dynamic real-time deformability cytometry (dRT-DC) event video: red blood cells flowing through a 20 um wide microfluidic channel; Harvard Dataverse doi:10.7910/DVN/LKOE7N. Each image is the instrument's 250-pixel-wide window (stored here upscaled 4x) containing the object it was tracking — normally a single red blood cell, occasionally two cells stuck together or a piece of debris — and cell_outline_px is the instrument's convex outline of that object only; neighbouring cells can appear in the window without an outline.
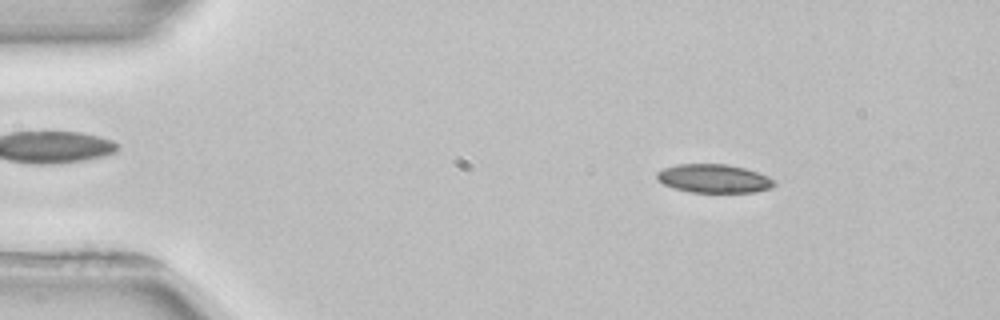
{"species": "common noctule bat (a hibernating species)", "species_latin": "Nyctalus noctula", "temperature_condition": "room temperature", "stored_images_in_passage": 3, "camera_frame_rate_fps": 3000, "um_per_image_px": 0.085, "animal": {"sex": "female", "body_mass_g": 22.7, "forearm_length_mm": 54.2}, "frame": {"image": 1, "passage_image": 1, "time_ms": 0.0, "image_size_px": [1000, 320], "cell_outline_px": [[776, 184], [772, 188], [752, 192], [692, 192], [676, 188], [664, 184], [656, 176], [656, 172], [664, 168], [676, 164], [728, 164], [744, 168], [768, 176], [776, 180]], "centroid_in_image_um": [60.71, 15.17], "position_along_channel_um": 24.3, "area_um2": 19.42}}